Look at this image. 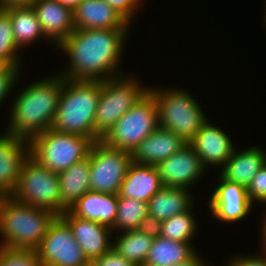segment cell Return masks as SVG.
Segmentation results:
<instances>
[{"mask_svg":"<svg viewBox=\"0 0 266 266\" xmlns=\"http://www.w3.org/2000/svg\"><path fill=\"white\" fill-rule=\"evenodd\" d=\"M31 6L43 34L56 47L75 30L73 10L56 0H34Z\"/></svg>","mask_w":266,"mask_h":266,"instance_id":"17","label":"cell"},{"mask_svg":"<svg viewBox=\"0 0 266 266\" xmlns=\"http://www.w3.org/2000/svg\"><path fill=\"white\" fill-rule=\"evenodd\" d=\"M34 0H0V9L12 6H29Z\"/></svg>","mask_w":266,"mask_h":266,"instance_id":"38","label":"cell"},{"mask_svg":"<svg viewBox=\"0 0 266 266\" xmlns=\"http://www.w3.org/2000/svg\"><path fill=\"white\" fill-rule=\"evenodd\" d=\"M263 251H261L263 254H264V256L266 257V246H263Z\"/></svg>","mask_w":266,"mask_h":266,"instance_id":"45","label":"cell"},{"mask_svg":"<svg viewBox=\"0 0 266 266\" xmlns=\"http://www.w3.org/2000/svg\"><path fill=\"white\" fill-rule=\"evenodd\" d=\"M207 120L189 143L199 156L203 166H223L236 149L227 132Z\"/></svg>","mask_w":266,"mask_h":266,"instance_id":"16","label":"cell"},{"mask_svg":"<svg viewBox=\"0 0 266 266\" xmlns=\"http://www.w3.org/2000/svg\"><path fill=\"white\" fill-rule=\"evenodd\" d=\"M90 151L88 156L59 173L61 214L73 207L90 189Z\"/></svg>","mask_w":266,"mask_h":266,"instance_id":"23","label":"cell"},{"mask_svg":"<svg viewBox=\"0 0 266 266\" xmlns=\"http://www.w3.org/2000/svg\"><path fill=\"white\" fill-rule=\"evenodd\" d=\"M207 263H205V261H203L198 253H196L190 260L183 262V263H179V264H174L171 266H206Z\"/></svg>","mask_w":266,"mask_h":266,"instance_id":"39","label":"cell"},{"mask_svg":"<svg viewBox=\"0 0 266 266\" xmlns=\"http://www.w3.org/2000/svg\"><path fill=\"white\" fill-rule=\"evenodd\" d=\"M93 143L86 136L50 128L29 140L30 156L41 166L59 174L88 156Z\"/></svg>","mask_w":266,"mask_h":266,"instance_id":"6","label":"cell"},{"mask_svg":"<svg viewBox=\"0 0 266 266\" xmlns=\"http://www.w3.org/2000/svg\"><path fill=\"white\" fill-rule=\"evenodd\" d=\"M266 163V153L259 146H251L242 151H233L222 166L220 176L247 188L257 172Z\"/></svg>","mask_w":266,"mask_h":266,"instance_id":"21","label":"cell"},{"mask_svg":"<svg viewBox=\"0 0 266 266\" xmlns=\"http://www.w3.org/2000/svg\"><path fill=\"white\" fill-rule=\"evenodd\" d=\"M131 153L107 146L101 140L90 148V189L94 192L119 194L131 165Z\"/></svg>","mask_w":266,"mask_h":266,"instance_id":"10","label":"cell"},{"mask_svg":"<svg viewBox=\"0 0 266 266\" xmlns=\"http://www.w3.org/2000/svg\"><path fill=\"white\" fill-rule=\"evenodd\" d=\"M140 232H143L147 236L152 238L160 237L161 233V221L155 216L147 214L141 221L138 229Z\"/></svg>","mask_w":266,"mask_h":266,"instance_id":"36","label":"cell"},{"mask_svg":"<svg viewBox=\"0 0 266 266\" xmlns=\"http://www.w3.org/2000/svg\"><path fill=\"white\" fill-rule=\"evenodd\" d=\"M60 217L69 225L73 236L80 245L88 261H95L101 255L112 249L110 241L113 230L96 221L85 220L74 216L69 210Z\"/></svg>","mask_w":266,"mask_h":266,"instance_id":"14","label":"cell"},{"mask_svg":"<svg viewBox=\"0 0 266 266\" xmlns=\"http://www.w3.org/2000/svg\"><path fill=\"white\" fill-rule=\"evenodd\" d=\"M129 30L75 29L57 46L70 61L59 74L69 80L98 81L123 75L119 65Z\"/></svg>","mask_w":266,"mask_h":266,"instance_id":"1","label":"cell"},{"mask_svg":"<svg viewBox=\"0 0 266 266\" xmlns=\"http://www.w3.org/2000/svg\"><path fill=\"white\" fill-rule=\"evenodd\" d=\"M41 266H83L88 262L69 225L60 217L35 249Z\"/></svg>","mask_w":266,"mask_h":266,"instance_id":"11","label":"cell"},{"mask_svg":"<svg viewBox=\"0 0 266 266\" xmlns=\"http://www.w3.org/2000/svg\"><path fill=\"white\" fill-rule=\"evenodd\" d=\"M148 88L157 105L158 124L190 143L206 119L199 103L182 88Z\"/></svg>","mask_w":266,"mask_h":266,"instance_id":"5","label":"cell"},{"mask_svg":"<svg viewBox=\"0 0 266 266\" xmlns=\"http://www.w3.org/2000/svg\"><path fill=\"white\" fill-rule=\"evenodd\" d=\"M9 66L3 61L0 59V73L1 72H4Z\"/></svg>","mask_w":266,"mask_h":266,"instance_id":"42","label":"cell"},{"mask_svg":"<svg viewBox=\"0 0 266 266\" xmlns=\"http://www.w3.org/2000/svg\"><path fill=\"white\" fill-rule=\"evenodd\" d=\"M227 266H266V257L264 254L255 256L249 254L236 256L235 254L234 258L228 260Z\"/></svg>","mask_w":266,"mask_h":266,"instance_id":"37","label":"cell"},{"mask_svg":"<svg viewBox=\"0 0 266 266\" xmlns=\"http://www.w3.org/2000/svg\"><path fill=\"white\" fill-rule=\"evenodd\" d=\"M4 10L11 17L13 38L19 50L42 38L48 41L31 5L12 6L4 8Z\"/></svg>","mask_w":266,"mask_h":266,"instance_id":"25","label":"cell"},{"mask_svg":"<svg viewBox=\"0 0 266 266\" xmlns=\"http://www.w3.org/2000/svg\"><path fill=\"white\" fill-rule=\"evenodd\" d=\"M191 210L193 207L184 213L161 221L160 236L177 242L192 244L191 239L197 233L198 222H196L195 214Z\"/></svg>","mask_w":266,"mask_h":266,"instance_id":"28","label":"cell"},{"mask_svg":"<svg viewBox=\"0 0 266 266\" xmlns=\"http://www.w3.org/2000/svg\"><path fill=\"white\" fill-rule=\"evenodd\" d=\"M17 51L11 17L4 9H0V59L9 67H21L22 60Z\"/></svg>","mask_w":266,"mask_h":266,"instance_id":"30","label":"cell"},{"mask_svg":"<svg viewBox=\"0 0 266 266\" xmlns=\"http://www.w3.org/2000/svg\"><path fill=\"white\" fill-rule=\"evenodd\" d=\"M133 76L125 75L102 81L95 115V142L101 140L114 124L147 92Z\"/></svg>","mask_w":266,"mask_h":266,"instance_id":"7","label":"cell"},{"mask_svg":"<svg viewBox=\"0 0 266 266\" xmlns=\"http://www.w3.org/2000/svg\"><path fill=\"white\" fill-rule=\"evenodd\" d=\"M21 67H8L4 72L0 73V105L4 99L7 98L8 93L11 92L12 87L18 80Z\"/></svg>","mask_w":266,"mask_h":266,"instance_id":"34","label":"cell"},{"mask_svg":"<svg viewBox=\"0 0 266 266\" xmlns=\"http://www.w3.org/2000/svg\"><path fill=\"white\" fill-rule=\"evenodd\" d=\"M159 127L157 105L148 91L101 138L107 146L132 152L140 142Z\"/></svg>","mask_w":266,"mask_h":266,"instance_id":"9","label":"cell"},{"mask_svg":"<svg viewBox=\"0 0 266 266\" xmlns=\"http://www.w3.org/2000/svg\"><path fill=\"white\" fill-rule=\"evenodd\" d=\"M197 253L189 244L174 240L154 238L152 247L143 266H171L190 260Z\"/></svg>","mask_w":266,"mask_h":266,"instance_id":"26","label":"cell"},{"mask_svg":"<svg viewBox=\"0 0 266 266\" xmlns=\"http://www.w3.org/2000/svg\"><path fill=\"white\" fill-rule=\"evenodd\" d=\"M108 5L112 6L121 16H123L130 24L132 18L138 12L142 0H104ZM135 14V15H134Z\"/></svg>","mask_w":266,"mask_h":266,"instance_id":"33","label":"cell"},{"mask_svg":"<svg viewBox=\"0 0 266 266\" xmlns=\"http://www.w3.org/2000/svg\"><path fill=\"white\" fill-rule=\"evenodd\" d=\"M119 233L114 237L112 249L137 266H143L154 238L137 229Z\"/></svg>","mask_w":266,"mask_h":266,"instance_id":"27","label":"cell"},{"mask_svg":"<svg viewBox=\"0 0 266 266\" xmlns=\"http://www.w3.org/2000/svg\"><path fill=\"white\" fill-rule=\"evenodd\" d=\"M83 266H98L95 261H88L86 264H84Z\"/></svg>","mask_w":266,"mask_h":266,"instance_id":"43","label":"cell"},{"mask_svg":"<svg viewBox=\"0 0 266 266\" xmlns=\"http://www.w3.org/2000/svg\"><path fill=\"white\" fill-rule=\"evenodd\" d=\"M119 194L88 191L69 211L76 217L96 221L111 229L114 227Z\"/></svg>","mask_w":266,"mask_h":266,"instance_id":"20","label":"cell"},{"mask_svg":"<svg viewBox=\"0 0 266 266\" xmlns=\"http://www.w3.org/2000/svg\"><path fill=\"white\" fill-rule=\"evenodd\" d=\"M155 167L162 185L167 187L188 189L190 185L203 178L205 171L207 173V169L189 143Z\"/></svg>","mask_w":266,"mask_h":266,"instance_id":"12","label":"cell"},{"mask_svg":"<svg viewBox=\"0 0 266 266\" xmlns=\"http://www.w3.org/2000/svg\"><path fill=\"white\" fill-rule=\"evenodd\" d=\"M265 212H266V210H265ZM263 221H262V225H261V231H262V233L260 234L261 235V239L263 240H261V242H263L261 245L262 246H266V213H265V216L263 217Z\"/></svg>","mask_w":266,"mask_h":266,"instance_id":"41","label":"cell"},{"mask_svg":"<svg viewBox=\"0 0 266 266\" xmlns=\"http://www.w3.org/2000/svg\"><path fill=\"white\" fill-rule=\"evenodd\" d=\"M162 187L163 185L155 166L132 162L122 182L119 195L148 202Z\"/></svg>","mask_w":266,"mask_h":266,"instance_id":"22","label":"cell"},{"mask_svg":"<svg viewBox=\"0 0 266 266\" xmlns=\"http://www.w3.org/2000/svg\"><path fill=\"white\" fill-rule=\"evenodd\" d=\"M98 266H137L118 254L114 249L109 250L95 260Z\"/></svg>","mask_w":266,"mask_h":266,"instance_id":"35","label":"cell"},{"mask_svg":"<svg viewBox=\"0 0 266 266\" xmlns=\"http://www.w3.org/2000/svg\"><path fill=\"white\" fill-rule=\"evenodd\" d=\"M57 215L6 196L0 208V247L35 250Z\"/></svg>","mask_w":266,"mask_h":266,"instance_id":"4","label":"cell"},{"mask_svg":"<svg viewBox=\"0 0 266 266\" xmlns=\"http://www.w3.org/2000/svg\"><path fill=\"white\" fill-rule=\"evenodd\" d=\"M189 189L163 186L147 202L148 214L167 220L194 207Z\"/></svg>","mask_w":266,"mask_h":266,"instance_id":"24","label":"cell"},{"mask_svg":"<svg viewBox=\"0 0 266 266\" xmlns=\"http://www.w3.org/2000/svg\"><path fill=\"white\" fill-rule=\"evenodd\" d=\"M75 29H129L131 25L104 0H83L73 10Z\"/></svg>","mask_w":266,"mask_h":266,"instance_id":"19","label":"cell"},{"mask_svg":"<svg viewBox=\"0 0 266 266\" xmlns=\"http://www.w3.org/2000/svg\"><path fill=\"white\" fill-rule=\"evenodd\" d=\"M209 211L215 219L223 223L243 220L251 212L247 189L237 183L227 181L221 176L208 202Z\"/></svg>","mask_w":266,"mask_h":266,"instance_id":"13","label":"cell"},{"mask_svg":"<svg viewBox=\"0 0 266 266\" xmlns=\"http://www.w3.org/2000/svg\"><path fill=\"white\" fill-rule=\"evenodd\" d=\"M147 214V202L121 197L119 195L116 220L112 230L115 232L136 230Z\"/></svg>","mask_w":266,"mask_h":266,"instance_id":"29","label":"cell"},{"mask_svg":"<svg viewBox=\"0 0 266 266\" xmlns=\"http://www.w3.org/2000/svg\"><path fill=\"white\" fill-rule=\"evenodd\" d=\"M0 266H41L35 250L0 247Z\"/></svg>","mask_w":266,"mask_h":266,"instance_id":"31","label":"cell"},{"mask_svg":"<svg viewBox=\"0 0 266 266\" xmlns=\"http://www.w3.org/2000/svg\"><path fill=\"white\" fill-rule=\"evenodd\" d=\"M187 144L177 134L159 126L132 150L131 160L136 164L156 166Z\"/></svg>","mask_w":266,"mask_h":266,"instance_id":"18","label":"cell"},{"mask_svg":"<svg viewBox=\"0 0 266 266\" xmlns=\"http://www.w3.org/2000/svg\"><path fill=\"white\" fill-rule=\"evenodd\" d=\"M102 81L64 78L51 128L86 136L95 142V115Z\"/></svg>","mask_w":266,"mask_h":266,"instance_id":"3","label":"cell"},{"mask_svg":"<svg viewBox=\"0 0 266 266\" xmlns=\"http://www.w3.org/2000/svg\"><path fill=\"white\" fill-rule=\"evenodd\" d=\"M6 197V195H4L1 191H0V208H1V204L4 200V198Z\"/></svg>","mask_w":266,"mask_h":266,"instance_id":"44","label":"cell"},{"mask_svg":"<svg viewBox=\"0 0 266 266\" xmlns=\"http://www.w3.org/2000/svg\"><path fill=\"white\" fill-rule=\"evenodd\" d=\"M30 155L29 140L1 133L0 135V191L11 196L19 182L23 162Z\"/></svg>","mask_w":266,"mask_h":266,"instance_id":"15","label":"cell"},{"mask_svg":"<svg viewBox=\"0 0 266 266\" xmlns=\"http://www.w3.org/2000/svg\"><path fill=\"white\" fill-rule=\"evenodd\" d=\"M15 200L61 215V192L58 174L41 166L30 155L23 162L19 182L11 195Z\"/></svg>","mask_w":266,"mask_h":266,"instance_id":"8","label":"cell"},{"mask_svg":"<svg viewBox=\"0 0 266 266\" xmlns=\"http://www.w3.org/2000/svg\"><path fill=\"white\" fill-rule=\"evenodd\" d=\"M64 78L60 74L49 75L28 84L15 96L5 133L30 140L51 128Z\"/></svg>","mask_w":266,"mask_h":266,"instance_id":"2","label":"cell"},{"mask_svg":"<svg viewBox=\"0 0 266 266\" xmlns=\"http://www.w3.org/2000/svg\"><path fill=\"white\" fill-rule=\"evenodd\" d=\"M58 3H60L61 5L68 7L72 10H74L77 5L82 2L83 0H56Z\"/></svg>","mask_w":266,"mask_h":266,"instance_id":"40","label":"cell"},{"mask_svg":"<svg viewBox=\"0 0 266 266\" xmlns=\"http://www.w3.org/2000/svg\"><path fill=\"white\" fill-rule=\"evenodd\" d=\"M246 189L252 204H254L255 201L266 203V163L257 172Z\"/></svg>","mask_w":266,"mask_h":266,"instance_id":"32","label":"cell"}]
</instances>
